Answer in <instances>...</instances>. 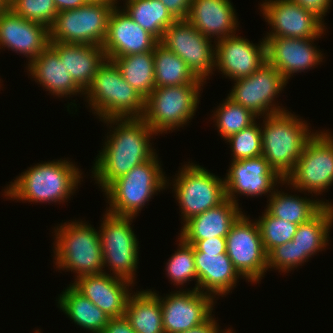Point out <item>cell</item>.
<instances>
[{
  "instance_id": "obj_43",
  "label": "cell",
  "mask_w": 333,
  "mask_h": 333,
  "mask_svg": "<svg viewBox=\"0 0 333 333\" xmlns=\"http://www.w3.org/2000/svg\"><path fill=\"white\" fill-rule=\"evenodd\" d=\"M295 3L300 5L306 10H309L319 16L322 20L325 16L328 9H330V5L332 0H293Z\"/></svg>"
},
{
  "instance_id": "obj_5",
  "label": "cell",
  "mask_w": 333,
  "mask_h": 333,
  "mask_svg": "<svg viewBox=\"0 0 333 333\" xmlns=\"http://www.w3.org/2000/svg\"><path fill=\"white\" fill-rule=\"evenodd\" d=\"M54 262L59 270H71L80 277L103 273V253L99 231L83 221L56 227Z\"/></svg>"
},
{
  "instance_id": "obj_15",
  "label": "cell",
  "mask_w": 333,
  "mask_h": 333,
  "mask_svg": "<svg viewBox=\"0 0 333 333\" xmlns=\"http://www.w3.org/2000/svg\"><path fill=\"white\" fill-rule=\"evenodd\" d=\"M260 6L272 27L266 37L320 38L326 29L319 16L293 0H265Z\"/></svg>"
},
{
  "instance_id": "obj_33",
  "label": "cell",
  "mask_w": 333,
  "mask_h": 333,
  "mask_svg": "<svg viewBox=\"0 0 333 333\" xmlns=\"http://www.w3.org/2000/svg\"><path fill=\"white\" fill-rule=\"evenodd\" d=\"M111 61L120 69L123 79L144 99L156 88L154 49L146 53L115 57Z\"/></svg>"
},
{
  "instance_id": "obj_32",
  "label": "cell",
  "mask_w": 333,
  "mask_h": 333,
  "mask_svg": "<svg viewBox=\"0 0 333 333\" xmlns=\"http://www.w3.org/2000/svg\"><path fill=\"white\" fill-rule=\"evenodd\" d=\"M155 87L205 83L197 78L185 61L160 42L154 47Z\"/></svg>"
},
{
  "instance_id": "obj_3",
  "label": "cell",
  "mask_w": 333,
  "mask_h": 333,
  "mask_svg": "<svg viewBox=\"0 0 333 333\" xmlns=\"http://www.w3.org/2000/svg\"><path fill=\"white\" fill-rule=\"evenodd\" d=\"M287 111L265 116L264 126H261L262 156L284 180L315 134L311 133L305 120Z\"/></svg>"
},
{
  "instance_id": "obj_10",
  "label": "cell",
  "mask_w": 333,
  "mask_h": 333,
  "mask_svg": "<svg viewBox=\"0 0 333 333\" xmlns=\"http://www.w3.org/2000/svg\"><path fill=\"white\" fill-rule=\"evenodd\" d=\"M182 166L174 179L173 190L185 223L190 218L218 206L226 199L224 179L199 164Z\"/></svg>"
},
{
  "instance_id": "obj_37",
  "label": "cell",
  "mask_w": 333,
  "mask_h": 333,
  "mask_svg": "<svg viewBox=\"0 0 333 333\" xmlns=\"http://www.w3.org/2000/svg\"><path fill=\"white\" fill-rule=\"evenodd\" d=\"M266 253L272 248L293 240L298 224L270 215L266 210L256 220Z\"/></svg>"
},
{
  "instance_id": "obj_8",
  "label": "cell",
  "mask_w": 333,
  "mask_h": 333,
  "mask_svg": "<svg viewBox=\"0 0 333 333\" xmlns=\"http://www.w3.org/2000/svg\"><path fill=\"white\" fill-rule=\"evenodd\" d=\"M117 0H90L84 6L58 12L49 28L50 41L102 46L108 19Z\"/></svg>"
},
{
  "instance_id": "obj_36",
  "label": "cell",
  "mask_w": 333,
  "mask_h": 333,
  "mask_svg": "<svg viewBox=\"0 0 333 333\" xmlns=\"http://www.w3.org/2000/svg\"><path fill=\"white\" fill-rule=\"evenodd\" d=\"M178 249L166 264L167 276L174 285H184L196 280L194 290H198V278L194 261V247L179 236ZM191 279V280H190Z\"/></svg>"
},
{
  "instance_id": "obj_39",
  "label": "cell",
  "mask_w": 333,
  "mask_h": 333,
  "mask_svg": "<svg viewBox=\"0 0 333 333\" xmlns=\"http://www.w3.org/2000/svg\"><path fill=\"white\" fill-rule=\"evenodd\" d=\"M232 148V161L254 158L262 155L261 128L254 122L247 128L226 139Z\"/></svg>"
},
{
  "instance_id": "obj_2",
  "label": "cell",
  "mask_w": 333,
  "mask_h": 333,
  "mask_svg": "<svg viewBox=\"0 0 333 333\" xmlns=\"http://www.w3.org/2000/svg\"><path fill=\"white\" fill-rule=\"evenodd\" d=\"M81 175L69 160L37 163L10 182L4 196L35 203H63L75 193Z\"/></svg>"
},
{
  "instance_id": "obj_26",
  "label": "cell",
  "mask_w": 333,
  "mask_h": 333,
  "mask_svg": "<svg viewBox=\"0 0 333 333\" xmlns=\"http://www.w3.org/2000/svg\"><path fill=\"white\" fill-rule=\"evenodd\" d=\"M194 261L198 291L208 294L214 299L215 295L223 297L233 290L237 279L241 276L234 268L227 253L217 255V253L194 252Z\"/></svg>"
},
{
  "instance_id": "obj_18",
  "label": "cell",
  "mask_w": 333,
  "mask_h": 333,
  "mask_svg": "<svg viewBox=\"0 0 333 333\" xmlns=\"http://www.w3.org/2000/svg\"><path fill=\"white\" fill-rule=\"evenodd\" d=\"M261 41L256 46L235 34L215 40V68L234 81L250 76L267 62L266 41Z\"/></svg>"
},
{
  "instance_id": "obj_11",
  "label": "cell",
  "mask_w": 333,
  "mask_h": 333,
  "mask_svg": "<svg viewBox=\"0 0 333 333\" xmlns=\"http://www.w3.org/2000/svg\"><path fill=\"white\" fill-rule=\"evenodd\" d=\"M296 190L321 194L333 184V135L330 132H315L306 143L284 184Z\"/></svg>"
},
{
  "instance_id": "obj_17",
  "label": "cell",
  "mask_w": 333,
  "mask_h": 333,
  "mask_svg": "<svg viewBox=\"0 0 333 333\" xmlns=\"http://www.w3.org/2000/svg\"><path fill=\"white\" fill-rule=\"evenodd\" d=\"M224 178L226 198L238 204L236 195L262 196L273 193L274 187L284 183L261 155L254 158L232 161ZM281 181V182H280ZM237 193V194H236ZM236 194V195H235Z\"/></svg>"
},
{
  "instance_id": "obj_14",
  "label": "cell",
  "mask_w": 333,
  "mask_h": 333,
  "mask_svg": "<svg viewBox=\"0 0 333 333\" xmlns=\"http://www.w3.org/2000/svg\"><path fill=\"white\" fill-rule=\"evenodd\" d=\"M211 40L187 19H179L166 29L160 43L181 57L197 78L205 81L215 69V47Z\"/></svg>"
},
{
  "instance_id": "obj_12",
  "label": "cell",
  "mask_w": 333,
  "mask_h": 333,
  "mask_svg": "<svg viewBox=\"0 0 333 333\" xmlns=\"http://www.w3.org/2000/svg\"><path fill=\"white\" fill-rule=\"evenodd\" d=\"M249 218L242 213L231 226L226 236V253L243 279L256 283L268 270L267 253L257 222Z\"/></svg>"
},
{
  "instance_id": "obj_9",
  "label": "cell",
  "mask_w": 333,
  "mask_h": 333,
  "mask_svg": "<svg viewBox=\"0 0 333 333\" xmlns=\"http://www.w3.org/2000/svg\"><path fill=\"white\" fill-rule=\"evenodd\" d=\"M103 216L99 227L103 268L109 265L108 268L113 271L110 275L133 284L139 261L138 239L130 226L134 217L117 216L107 211Z\"/></svg>"
},
{
  "instance_id": "obj_45",
  "label": "cell",
  "mask_w": 333,
  "mask_h": 333,
  "mask_svg": "<svg viewBox=\"0 0 333 333\" xmlns=\"http://www.w3.org/2000/svg\"><path fill=\"white\" fill-rule=\"evenodd\" d=\"M227 330L224 332L219 330V325L217 324L215 318L211 315L205 322L201 323L200 325L180 333H229L231 331L230 328Z\"/></svg>"
},
{
  "instance_id": "obj_28",
  "label": "cell",
  "mask_w": 333,
  "mask_h": 333,
  "mask_svg": "<svg viewBox=\"0 0 333 333\" xmlns=\"http://www.w3.org/2000/svg\"><path fill=\"white\" fill-rule=\"evenodd\" d=\"M333 206L325 205L313 218L299 224L293 237L299 249V265L328 246Z\"/></svg>"
},
{
  "instance_id": "obj_22",
  "label": "cell",
  "mask_w": 333,
  "mask_h": 333,
  "mask_svg": "<svg viewBox=\"0 0 333 333\" xmlns=\"http://www.w3.org/2000/svg\"><path fill=\"white\" fill-rule=\"evenodd\" d=\"M71 284L110 318L124 316L128 298L133 294L129 292L131 282L106 271L77 277Z\"/></svg>"
},
{
  "instance_id": "obj_35",
  "label": "cell",
  "mask_w": 333,
  "mask_h": 333,
  "mask_svg": "<svg viewBox=\"0 0 333 333\" xmlns=\"http://www.w3.org/2000/svg\"><path fill=\"white\" fill-rule=\"evenodd\" d=\"M214 122L220 136L226 140L230 136L247 128L256 121L257 116L245 107L235 103L228 96L225 101L216 108Z\"/></svg>"
},
{
  "instance_id": "obj_40",
  "label": "cell",
  "mask_w": 333,
  "mask_h": 333,
  "mask_svg": "<svg viewBox=\"0 0 333 333\" xmlns=\"http://www.w3.org/2000/svg\"><path fill=\"white\" fill-rule=\"evenodd\" d=\"M299 266V249L293 240L272 248L267 253V268L282 272L291 271ZM293 268V269H292Z\"/></svg>"
},
{
  "instance_id": "obj_38",
  "label": "cell",
  "mask_w": 333,
  "mask_h": 333,
  "mask_svg": "<svg viewBox=\"0 0 333 333\" xmlns=\"http://www.w3.org/2000/svg\"><path fill=\"white\" fill-rule=\"evenodd\" d=\"M9 8L28 21H34L50 28L57 9L53 0H9Z\"/></svg>"
},
{
  "instance_id": "obj_29",
  "label": "cell",
  "mask_w": 333,
  "mask_h": 333,
  "mask_svg": "<svg viewBox=\"0 0 333 333\" xmlns=\"http://www.w3.org/2000/svg\"><path fill=\"white\" fill-rule=\"evenodd\" d=\"M58 298V307L90 333H101L107 326L110 317L94 303L81 294L72 284Z\"/></svg>"
},
{
  "instance_id": "obj_25",
  "label": "cell",
  "mask_w": 333,
  "mask_h": 333,
  "mask_svg": "<svg viewBox=\"0 0 333 333\" xmlns=\"http://www.w3.org/2000/svg\"><path fill=\"white\" fill-rule=\"evenodd\" d=\"M49 46L58 54L60 63L84 92L106 60L102 46L55 41H50Z\"/></svg>"
},
{
  "instance_id": "obj_4",
  "label": "cell",
  "mask_w": 333,
  "mask_h": 333,
  "mask_svg": "<svg viewBox=\"0 0 333 333\" xmlns=\"http://www.w3.org/2000/svg\"><path fill=\"white\" fill-rule=\"evenodd\" d=\"M87 102L99 119L142 118L145 99L132 88L111 60L98 68L91 85L84 92Z\"/></svg>"
},
{
  "instance_id": "obj_34",
  "label": "cell",
  "mask_w": 333,
  "mask_h": 333,
  "mask_svg": "<svg viewBox=\"0 0 333 333\" xmlns=\"http://www.w3.org/2000/svg\"><path fill=\"white\" fill-rule=\"evenodd\" d=\"M124 10L141 28L145 29L158 42L166 29L176 19L160 0H125Z\"/></svg>"
},
{
  "instance_id": "obj_31",
  "label": "cell",
  "mask_w": 333,
  "mask_h": 333,
  "mask_svg": "<svg viewBox=\"0 0 333 333\" xmlns=\"http://www.w3.org/2000/svg\"><path fill=\"white\" fill-rule=\"evenodd\" d=\"M270 196L265 209L270 215L284 219L294 224H302L313 218L325 205L333 206L330 202L310 200V198L288 195L276 189Z\"/></svg>"
},
{
  "instance_id": "obj_41",
  "label": "cell",
  "mask_w": 333,
  "mask_h": 333,
  "mask_svg": "<svg viewBox=\"0 0 333 333\" xmlns=\"http://www.w3.org/2000/svg\"><path fill=\"white\" fill-rule=\"evenodd\" d=\"M194 252L202 253H226L227 244L224 237H213L210 239L199 240L193 244Z\"/></svg>"
},
{
  "instance_id": "obj_1",
  "label": "cell",
  "mask_w": 333,
  "mask_h": 333,
  "mask_svg": "<svg viewBox=\"0 0 333 333\" xmlns=\"http://www.w3.org/2000/svg\"><path fill=\"white\" fill-rule=\"evenodd\" d=\"M104 123L115 124L105 146L93 166L96 183L104 191L114 180L126 175L135 166L150 160L156 152L150 145L154 130L142 118H111ZM112 134V135H111Z\"/></svg>"
},
{
  "instance_id": "obj_19",
  "label": "cell",
  "mask_w": 333,
  "mask_h": 333,
  "mask_svg": "<svg viewBox=\"0 0 333 333\" xmlns=\"http://www.w3.org/2000/svg\"><path fill=\"white\" fill-rule=\"evenodd\" d=\"M117 4L112 9L102 45L107 60L152 51L158 41L135 23Z\"/></svg>"
},
{
  "instance_id": "obj_47",
  "label": "cell",
  "mask_w": 333,
  "mask_h": 333,
  "mask_svg": "<svg viewBox=\"0 0 333 333\" xmlns=\"http://www.w3.org/2000/svg\"><path fill=\"white\" fill-rule=\"evenodd\" d=\"M9 8V0H0V15Z\"/></svg>"
},
{
  "instance_id": "obj_20",
  "label": "cell",
  "mask_w": 333,
  "mask_h": 333,
  "mask_svg": "<svg viewBox=\"0 0 333 333\" xmlns=\"http://www.w3.org/2000/svg\"><path fill=\"white\" fill-rule=\"evenodd\" d=\"M317 38L264 37L267 62L288 82L291 75L314 68L323 54L311 43Z\"/></svg>"
},
{
  "instance_id": "obj_30",
  "label": "cell",
  "mask_w": 333,
  "mask_h": 333,
  "mask_svg": "<svg viewBox=\"0 0 333 333\" xmlns=\"http://www.w3.org/2000/svg\"><path fill=\"white\" fill-rule=\"evenodd\" d=\"M124 316L136 333H164L161 303L151 289L131 294Z\"/></svg>"
},
{
  "instance_id": "obj_13",
  "label": "cell",
  "mask_w": 333,
  "mask_h": 333,
  "mask_svg": "<svg viewBox=\"0 0 333 333\" xmlns=\"http://www.w3.org/2000/svg\"><path fill=\"white\" fill-rule=\"evenodd\" d=\"M234 82L236 83H234L228 97L250 110L258 119L260 115L265 117L285 111L284 108L275 105L273 101L288 82L268 62L250 76L240 78Z\"/></svg>"
},
{
  "instance_id": "obj_6",
  "label": "cell",
  "mask_w": 333,
  "mask_h": 333,
  "mask_svg": "<svg viewBox=\"0 0 333 333\" xmlns=\"http://www.w3.org/2000/svg\"><path fill=\"white\" fill-rule=\"evenodd\" d=\"M155 154L135 166L126 175L114 180L103 192L110 207L107 212L117 216L135 217L155 193L168 183Z\"/></svg>"
},
{
  "instance_id": "obj_24",
  "label": "cell",
  "mask_w": 333,
  "mask_h": 333,
  "mask_svg": "<svg viewBox=\"0 0 333 333\" xmlns=\"http://www.w3.org/2000/svg\"><path fill=\"white\" fill-rule=\"evenodd\" d=\"M243 212L236 204L226 198L221 204L196 215L185 223L181 229L180 237L188 244L213 237H224L233 223Z\"/></svg>"
},
{
  "instance_id": "obj_23",
  "label": "cell",
  "mask_w": 333,
  "mask_h": 333,
  "mask_svg": "<svg viewBox=\"0 0 333 333\" xmlns=\"http://www.w3.org/2000/svg\"><path fill=\"white\" fill-rule=\"evenodd\" d=\"M230 0H192L187 20L204 36L217 41L236 34L239 24Z\"/></svg>"
},
{
  "instance_id": "obj_16",
  "label": "cell",
  "mask_w": 333,
  "mask_h": 333,
  "mask_svg": "<svg viewBox=\"0 0 333 333\" xmlns=\"http://www.w3.org/2000/svg\"><path fill=\"white\" fill-rule=\"evenodd\" d=\"M187 290L170 292V295L162 298L151 291L161 303L164 333L187 331L212 315L215 299L193 288Z\"/></svg>"
},
{
  "instance_id": "obj_7",
  "label": "cell",
  "mask_w": 333,
  "mask_h": 333,
  "mask_svg": "<svg viewBox=\"0 0 333 333\" xmlns=\"http://www.w3.org/2000/svg\"><path fill=\"white\" fill-rule=\"evenodd\" d=\"M203 84L190 83L155 88L145 99L142 119L156 134L184 127L198 108Z\"/></svg>"
},
{
  "instance_id": "obj_42",
  "label": "cell",
  "mask_w": 333,
  "mask_h": 333,
  "mask_svg": "<svg viewBox=\"0 0 333 333\" xmlns=\"http://www.w3.org/2000/svg\"><path fill=\"white\" fill-rule=\"evenodd\" d=\"M169 13L176 19H187L192 0H160Z\"/></svg>"
},
{
  "instance_id": "obj_21",
  "label": "cell",
  "mask_w": 333,
  "mask_h": 333,
  "mask_svg": "<svg viewBox=\"0 0 333 333\" xmlns=\"http://www.w3.org/2000/svg\"><path fill=\"white\" fill-rule=\"evenodd\" d=\"M50 44V31L45 25L28 21L8 8L0 15V49L7 47L30 59L31 63Z\"/></svg>"
},
{
  "instance_id": "obj_44",
  "label": "cell",
  "mask_w": 333,
  "mask_h": 333,
  "mask_svg": "<svg viewBox=\"0 0 333 333\" xmlns=\"http://www.w3.org/2000/svg\"><path fill=\"white\" fill-rule=\"evenodd\" d=\"M101 333H136L125 316L110 318Z\"/></svg>"
},
{
  "instance_id": "obj_27",
  "label": "cell",
  "mask_w": 333,
  "mask_h": 333,
  "mask_svg": "<svg viewBox=\"0 0 333 333\" xmlns=\"http://www.w3.org/2000/svg\"><path fill=\"white\" fill-rule=\"evenodd\" d=\"M27 69L35 82H39L52 95H84V91L73 81L65 66L60 63L58 54L50 46L29 63Z\"/></svg>"
},
{
  "instance_id": "obj_46",
  "label": "cell",
  "mask_w": 333,
  "mask_h": 333,
  "mask_svg": "<svg viewBox=\"0 0 333 333\" xmlns=\"http://www.w3.org/2000/svg\"><path fill=\"white\" fill-rule=\"evenodd\" d=\"M58 12L72 10L84 6L90 0H53Z\"/></svg>"
}]
</instances>
